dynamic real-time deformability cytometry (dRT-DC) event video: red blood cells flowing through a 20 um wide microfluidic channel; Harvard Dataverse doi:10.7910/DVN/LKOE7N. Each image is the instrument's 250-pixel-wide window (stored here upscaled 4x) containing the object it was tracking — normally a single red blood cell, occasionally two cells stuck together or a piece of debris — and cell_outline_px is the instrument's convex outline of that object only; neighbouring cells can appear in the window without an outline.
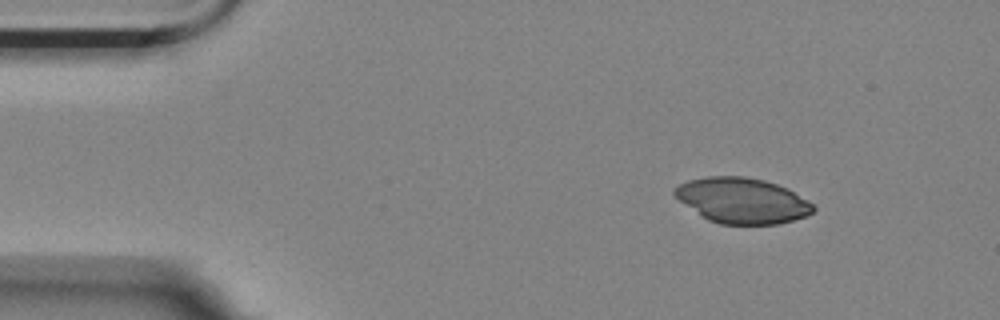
{"species": "Egyptian fruit bat (a non-hibernating species)", "species_latin": "Rousettus aegyptiacus", "temperature_condition": "room temperature", "stored_images_in_passage": 2, "camera_frame_rate_fps": 3000, "um_per_image_px": 0.085, "animal": {"sex": "female"}, "frame": {"image": 1, "passage_image": 1, "time_ms": 0.0, "image_size_px": [1000, 320], "cell_outline_px": [[816, 208], [808, 216], [780, 224], [720, 224], [708, 220], [680, 200], [672, 192], [680, 184], [688, 180], [708, 176], [744, 176], [764, 180], [788, 188], [812, 204]], "centroid_in_image_um": [63.12, 17.05], "position_along_channel_um": 21.9, "area_um2": 36.47}}